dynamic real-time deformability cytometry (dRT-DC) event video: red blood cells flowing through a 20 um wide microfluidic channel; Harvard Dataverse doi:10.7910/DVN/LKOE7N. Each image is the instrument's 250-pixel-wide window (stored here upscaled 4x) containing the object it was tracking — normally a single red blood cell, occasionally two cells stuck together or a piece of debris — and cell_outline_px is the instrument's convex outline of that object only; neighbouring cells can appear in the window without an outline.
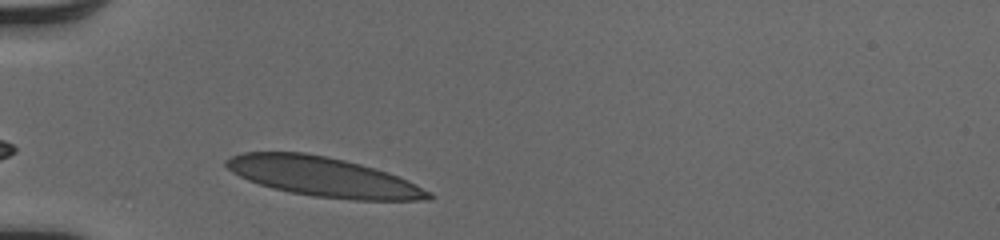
{"species": "human", "species_latin": "Homo sapiens", "temperature_condition": "cold", "stored_images_in_passage": 28, "camera_frame_rate_fps": 3000, "um_per_image_px": 0.085, "donor": {"sex": "male"}, "frame": {"image": 1, "passage_image": 1, "time_ms": 0.0, "image_size_px": [1000, 240], "cell_outline_px": [[436, 196], [432, 200], [352, 200], [312, 196], [272, 188], [248, 180], [232, 172], [224, 164], [224, 160], [232, 156], [244, 152], [304, 152], [328, 156], [360, 164], [388, 172], [408, 180], [432, 192]], "centroid_in_image_um": [27.52, 15.03], "position_along_channel_um": 57.5, "area_um2": 46.64}}
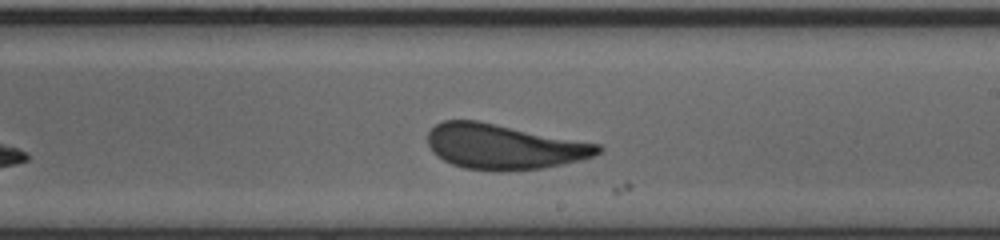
{"frame": {"image": 2, "passage_image": 16, "time_ms": 5.0, "image_size_px": [1000, 240], "cell_outline_px": [[604, 148], [600, 152], [592, 156], [580, 160], [564, 164], [544, 168], [500, 172], [496, 172], [464, 168], [452, 164], [444, 160], [432, 152], [428, 144], [428, 132], [436, 124], [444, 120], [480, 120], [600, 144]], "centroid_in_image_um": [42.83, 12.47], "position_along_channel_um": 246.2, "area_um2": 45.2}}
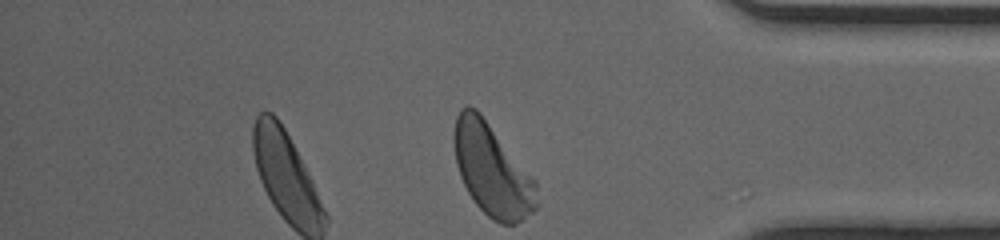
{"frame": {"image": 3, "passage_image": 28, "time_ms": 9.0, "image_size_px": [1000, 240], "cell_outline_px": [[540, 204], [524, 220], [516, 224], [500, 224], [492, 220], [476, 204], [468, 192], [460, 176], [456, 164], [452, 140], [452, 132], [456, 116], [460, 108], [468, 104], [476, 108], [480, 112], [536, 180]], "centroid_in_image_um": [41.83, 14.44], "position_along_channel_um": 393.4, "area_um2": 45.08}, "authors_computed_cell_mechanics": {"area_um2": 45.1707, "velocity_mm_per_s": 4.0534, "shape_relaxation_time_tau1_ms": 3.2007, "shape_relaxation_time_tau2_ms": null, "deformation_change_tau1": 0.1311, "deformation_change_tau2": null}}